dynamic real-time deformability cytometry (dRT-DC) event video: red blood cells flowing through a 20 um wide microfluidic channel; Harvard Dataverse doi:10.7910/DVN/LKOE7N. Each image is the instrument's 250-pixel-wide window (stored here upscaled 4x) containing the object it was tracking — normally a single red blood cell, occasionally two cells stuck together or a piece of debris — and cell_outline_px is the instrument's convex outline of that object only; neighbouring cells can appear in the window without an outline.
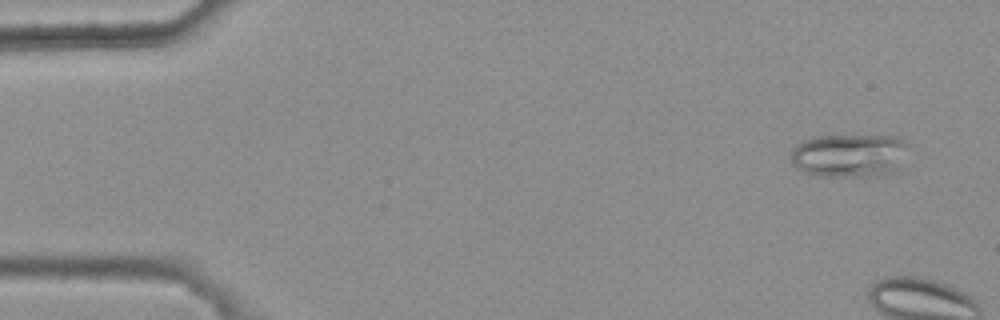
{"species": "common noctule bat (a hibernating species)", "species_latin": "Nyctalus noctula", "temperature_condition": "warm", "stored_images_in_passage": 3, "camera_frame_rate_fps": 3000, "um_per_image_px": 0.085, "animal": {"sex": "female", "body_mass_g": 25.1}, "frame": {"image": 1, "passage_image": 1, "time_ms": 0.0, "image_size_px": [1000, 320], "cell_outline_px": [[908, 144], [892, 172], [876, 176], [820, 176], [804, 172], [796, 168], [792, 164], [792, 148], [800, 140], [816, 136], [896, 136], [904, 140]], "centroid_in_image_um": [72.09, 13.2], "position_along_channel_um": 12.9, "area_um2": 29.36}}